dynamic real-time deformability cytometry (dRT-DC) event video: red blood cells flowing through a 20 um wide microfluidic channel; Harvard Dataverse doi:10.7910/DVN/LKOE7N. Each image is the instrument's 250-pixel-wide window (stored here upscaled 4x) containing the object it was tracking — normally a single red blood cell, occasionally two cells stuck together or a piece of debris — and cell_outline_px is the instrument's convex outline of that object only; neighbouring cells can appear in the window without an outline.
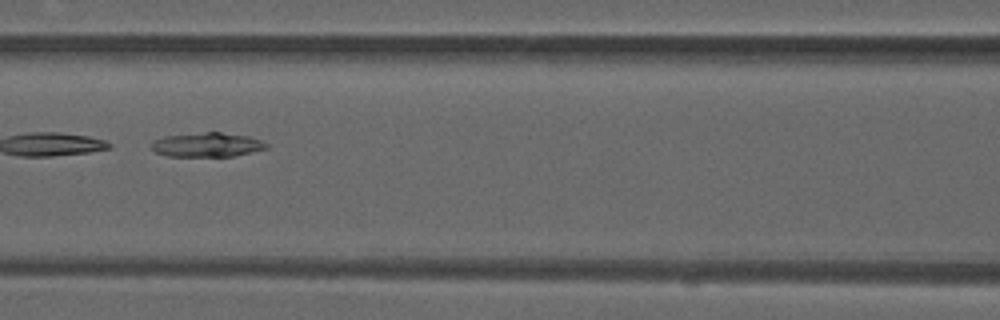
{"species": "common noctule bat (a hibernating species)", "species_latin": "Nyctalus noctula", "temperature_condition": "warm", "stored_images_in_passage": 45, "camera_frame_rate_fps": 3000, "um_per_image_px": 0.085, "animal": {"sex": "male", "forearm_length_mm": 52.5}, "frame": {"image": 1, "passage_image": 18, "time_ms": 5.667, "image_size_px": [1000, 320], "cell_outline_px": [[268, 148], [252, 152], [232, 156], [168, 156], [156, 152], [152, 148], [152, 140], [164, 136], [204, 132], [220, 132], [248, 136], [260, 140], [268, 144]], "centroid_in_image_um": [17.6, 12.3], "position_along_channel_um": 149.0, "area_um2": 16.18}}